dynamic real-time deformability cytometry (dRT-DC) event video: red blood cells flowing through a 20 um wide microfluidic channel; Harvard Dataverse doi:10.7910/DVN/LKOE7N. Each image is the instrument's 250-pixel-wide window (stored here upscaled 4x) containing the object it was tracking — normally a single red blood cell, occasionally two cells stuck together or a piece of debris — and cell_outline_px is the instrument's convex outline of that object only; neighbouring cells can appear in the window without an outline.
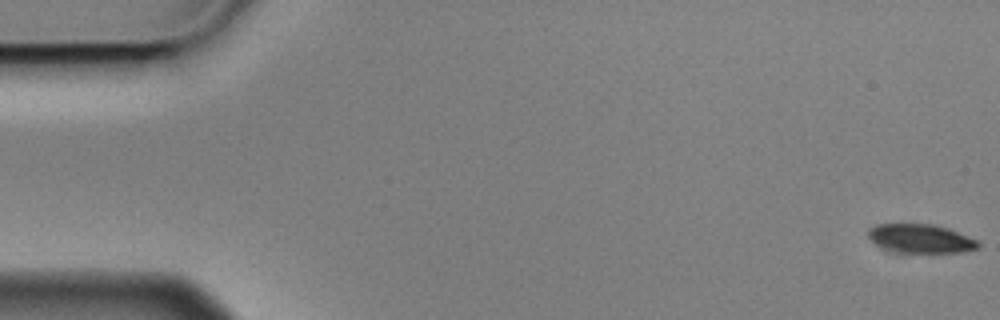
{"species": "Egyptian fruit bat (a non-hibernating species)", "species_latin": "Rousettus aegyptiacus", "temperature_condition": "cold", "stored_images_in_passage": 5, "camera_frame_rate_fps": 3000, "um_per_image_px": 0.085, "animal": {"sex": "male"}, "frame": {"image": 1, "passage_image": 1, "time_ms": 0.0, "image_size_px": [1000, 320], "cell_outline_px": [[980, 248], [960, 252], [896, 252], [884, 248], [876, 244], [868, 236], [868, 228], [876, 224], [932, 224], [948, 228], [968, 236], [976, 240], [980, 244]], "centroid_in_image_um": [78.25, 20.27], "position_along_channel_um": 6.8, "area_um2": 18.32}}